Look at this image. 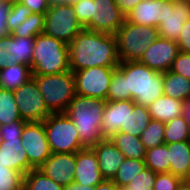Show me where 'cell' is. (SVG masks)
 Wrapping results in <instances>:
<instances>
[{"label":"cell","instance_id":"48","mask_svg":"<svg viewBox=\"0 0 190 190\" xmlns=\"http://www.w3.org/2000/svg\"><path fill=\"white\" fill-rule=\"evenodd\" d=\"M64 190H93V187L84 186L82 184H77L75 182L64 187Z\"/></svg>","mask_w":190,"mask_h":190},{"label":"cell","instance_id":"27","mask_svg":"<svg viewBox=\"0 0 190 190\" xmlns=\"http://www.w3.org/2000/svg\"><path fill=\"white\" fill-rule=\"evenodd\" d=\"M110 140L124 154L125 158L145 159L146 149L139 137L117 132Z\"/></svg>","mask_w":190,"mask_h":190},{"label":"cell","instance_id":"26","mask_svg":"<svg viewBox=\"0 0 190 190\" xmlns=\"http://www.w3.org/2000/svg\"><path fill=\"white\" fill-rule=\"evenodd\" d=\"M164 95L185 101L190 96V80L178 73L166 71L163 73Z\"/></svg>","mask_w":190,"mask_h":190},{"label":"cell","instance_id":"24","mask_svg":"<svg viewBox=\"0 0 190 190\" xmlns=\"http://www.w3.org/2000/svg\"><path fill=\"white\" fill-rule=\"evenodd\" d=\"M151 120L148 107L136 104L133 100H128V117L125 126H121L119 132L140 137Z\"/></svg>","mask_w":190,"mask_h":190},{"label":"cell","instance_id":"40","mask_svg":"<svg viewBox=\"0 0 190 190\" xmlns=\"http://www.w3.org/2000/svg\"><path fill=\"white\" fill-rule=\"evenodd\" d=\"M72 6L79 24L86 29L91 21V0H80Z\"/></svg>","mask_w":190,"mask_h":190},{"label":"cell","instance_id":"3","mask_svg":"<svg viewBox=\"0 0 190 190\" xmlns=\"http://www.w3.org/2000/svg\"><path fill=\"white\" fill-rule=\"evenodd\" d=\"M117 68L126 76V100L148 107L164 95L162 72L139 61L119 62Z\"/></svg>","mask_w":190,"mask_h":190},{"label":"cell","instance_id":"13","mask_svg":"<svg viewBox=\"0 0 190 190\" xmlns=\"http://www.w3.org/2000/svg\"><path fill=\"white\" fill-rule=\"evenodd\" d=\"M35 37H0V70L10 64L31 66Z\"/></svg>","mask_w":190,"mask_h":190},{"label":"cell","instance_id":"25","mask_svg":"<svg viewBox=\"0 0 190 190\" xmlns=\"http://www.w3.org/2000/svg\"><path fill=\"white\" fill-rule=\"evenodd\" d=\"M32 78L30 66L10 64L0 70V88L14 91Z\"/></svg>","mask_w":190,"mask_h":190},{"label":"cell","instance_id":"36","mask_svg":"<svg viewBox=\"0 0 190 190\" xmlns=\"http://www.w3.org/2000/svg\"><path fill=\"white\" fill-rule=\"evenodd\" d=\"M126 100V76L115 68L109 85L107 101Z\"/></svg>","mask_w":190,"mask_h":190},{"label":"cell","instance_id":"46","mask_svg":"<svg viewBox=\"0 0 190 190\" xmlns=\"http://www.w3.org/2000/svg\"><path fill=\"white\" fill-rule=\"evenodd\" d=\"M141 1L142 0H115V3L117 4L122 14L126 16Z\"/></svg>","mask_w":190,"mask_h":190},{"label":"cell","instance_id":"42","mask_svg":"<svg viewBox=\"0 0 190 190\" xmlns=\"http://www.w3.org/2000/svg\"><path fill=\"white\" fill-rule=\"evenodd\" d=\"M27 122L20 120V121H13L7 125H1V134L2 138H21L22 131Z\"/></svg>","mask_w":190,"mask_h":190},{"label":"cell","instance_id":"19","mask_svg":"<svg viewBox=\"0 0 190 190\" xmlns=\"http://www.w3.org/2000/svg\"><path fill=\"white\" fill-rule=\"evenodd\" d=\"M165 0H142L137 4L125 20L134 24L156 27L163 21Z\"/></svg>","mask_w":190,"mask_h":190},{"label":"cell","instance_id":"41","mask_svg":"<svg viewBox=\"0 0 190 190\" xmlns=\"http://www.w3.org/2000/svg\"><path fill=\"white\" fill-rule=\"evenodd\" d=\"M169 71L178 73L190 80V54L179 52Z\"/></svg>","mask_w":190,"mask_h":190},{"label":"cell","instance_id":"18","mask_svg":"<svg viewBox=\"0 0 190 190\" xmlns=\"http://www.w3.org/2000/svg\"><path fill=\"white\" fill-rule=\"evenodd\" d=\"M95 152L99 169L105 180H112L118 168L125 160L124 154L110 139H103L92 147Z\"/></svg>","mask_w":190,"mask_h":190},{"label":"cell","instance_id":"1","mask_svg":"<svg viewBox=\"0 0 190 190\" xmlns=\"http://www.w3.org/2000/svg\"><path fill=\"white\" fill-rule=\"evenodd\" d=\"M72 72L92 67H118L115 35L82 29L68 44Z\"/></svg>","mask_w":190,"mask_h":190},{"label":"cell","instance_id":"11","mask_svg":"<svg viewBox=\"0 0 190 190\" xmlns=\"http://www.w3.org/2000/svg\"><path fill=\"white\" fill-rule=\"evenodd\" d=\"M21 139L28 157L29 172L38 169L52 154L43 121L26 123Z\"/></svg>","mask_w":190,"mask_h":190},{"label":"cell","instance_id":"28","mask_svg":"<svg viewBox=\"0 0 190 190\" xmlns=\"http://www.w3.org/2000/svg\"><path fill=\"white\" fill-rule=\"evenodd\" d=\"M190 124L183 116H178L165 123L164 142L171 144L181 141H189Z\"/></svg>","mask_w":190,"mask_h":190},{"label":"cell","instance_id":"47","mask_svg":"<svg viewBox=\"0 0 190 190\" xmlns=\"http://www.w3.org/2000/svg\"><path fill=\"white\" fill-rule=\"evenodd\" d=\"M93 190H121V188L112 180H104L102 183L93 187Z\"/></svg>","mask_w":190,"mask_h":190},{"label":"cell","instance_id":"15","mask_svg":"<svg viewBox=\"0 0 190 190\" xmlns=\"http://www.w3.org/2000/svg\"><path fill=\"white\" fill-rule=\"evenodd\" d=\"M179 52L176 41L159 37L147 47L139 62L147 65L152 70L164 73L171 69Z\"/></svg>","mask_w":190,"mask_h":190},{"label":"cell","instance_id":"5","mask_svg":"<svg viewBox=\"0 0 190 190\" xmlns=\"http://www.w3.org/2000/svg\"><path fill=\"white\" fill-rule=\"evenodd\" d=\"M43 100L51 113H65L76 95L74 74L71 70L55 75L32 74Z\"/></svg>","mask_w":190,"mask_h":190},{"label":"cell","instance_id":"54","mask_svg":"<svg viewBox=\"0 0 190 190\" xmlns=\"http://www.w3.org/2000/svg\"><path fill=\"white\" fill-rule=\"evenodd\" d=\"M183 103H190V96Z\"/></svg>","mask_w":190,"mask_h":190},{"label":"cell","instance_id":"38","mask_svg":"<svg viewBox=\"0 0 190 190\" xmlns=\"http://www.w3.org/2000/svg\"><path fill=\"white\" fill-rule=\"evenodd\" d=\"M32 13L33 12L21 2H14L7 21L10 34L21 25V22L27 20V17Z\"/></svg>","mask_w":190,"mask_h":190},{"label":"cell","instance_id":"4","mask_svg":"<svg viewBox=\"0 0 190 190\" xmlns=\"http://www.w3.org/2000/svg\"><path fill=\"white\" fill-rule=\"evenodd\" d=\"M32 74L55 75L70 70L69 47L59 39L39 34L34 38Z\"/></svg>","mask_w":190,"mask_h":190},{"label":"cell","instance_id":"52","mask_svg":"<svg viewBox=\"0 0 190 190\" xmlns=\"http://www.w3.org/2000/svg\"><path fill=\"white\" fill-rule=\"evenodd\" d=\"M2 1H6L13 4L14 2H19L20 0H2Z\"/></svg>","mask_w":190,"mask_h":190},{"label":"cell","instance_id":"35","mask_svg":"<svg viewBox=\"0 0 190 190\" xmlns=\"http://www.w3.org/2000/svg\"><path fill=\"white\" fill-rule=\"evenodd\" d=\"M24 175L0 163V190H22Z\"/></svg>","mask_w":190,"mask_h":190},{"label":"cell","instance_id":"17","mask_svg":"<svg viewBox=\"0 0 190 190\" xmlns=\"http://www.w3.org/2000/svg\"><path fill=\"white\" fill-rule=\"evenodd\" d=\"M104 180L93 149L83 148L76 152L74 182L84 186L95 187Z\"/></svg>","mask_w":190,"mask_h":190},{"label":"cell","instance_id":"53","mask_svg":"<svg viewBox=\"0 0 190 190\" xmlns=\"http://www.w3.org/2000/svg\"><path fill=\"white\" fill-rule=\"evenodd\" d=\"M3 138H2V134H1V129H0V146L2 145V142H3Z\"/></svg>","mask_w":190,"mask_h":190},{"label":"cell","instance_id":"49","mask_svg":"<svg viewBox=\"0 0 190 190\" xmlns=\"http://www.w3.org/2000/svg\"><path fill=\"white\" fill-rule=\"evenodd\" d=\"M176 190H190V180L182 179Z\"/></svg>","mask_w":190,"mask_h":190},{"label":"cell","instance_id":"10","mask_svg":"<svg viewBox=\"0 0 190 190\" xmlns=\"http://www.w3.org/2000/svg\"><path fill=\"white\" fill-rule=\"evenodd\" d=\"M117 67H92L73 72L76 94L107 101L109 85Z\"/></svg>","mask_w":190,"mask_h":190},{"label":"cell","instance_id":"32","mask_svg":"<svg viewBox=\"0 0 190 190\" xmlns=\"http://www.w3.org/2000/svg\"><path fill=\"white\" fill-rule=\"evenodd\" d=\"M22 190H64V187L57 184L39 169H32L24 175Z\"/></svg>","mask_w":190,"mask_h":190},{"label":"cell","instance_id":"12","mask_svg":"<svg viewBox=\"0 0 190 190\" xmlns=\"http://www.w3.org/2000/svg\"><path fill=\"white\" fill-rule=\"evenodd\" d=\"M124 20L115 0H91V21L86 29L115 35Z\"/></svg>","mask_w":190,"mask_h":190},{"label":"cell","instance_id":"51","mask_svg":"<svg viewBox=\"0 0 190 190\" xmlns=\"http://www.w3.org/2000/svg\"><path fill=\"white\" fill-rule=\"evenodd\" d=\"M80 0H50L51 3L54 2H61V3H65V4H70L73 5L74 3H77Z\"/></svg>","mask_w":190,"mask_h":190},{"label":"cell","instance_id":"16","mask_svg":"<svg viewBox=\"0 0 190 190\" xmlns=\"http://www.w3.org/2000/svg\"><path fill=\"white\" fill-rule=\"evenodd\" d=\"M76 153H52L38 168L63 187L74 182Z\"/></svg>","mask_w":190,"mask_h":190},{"label":"cell","instance_id":"8","mask_svg":"<svg viewBox=\"0 0 190 190\" xmlns=\"http://www.w3.org/2000/svg\"><path fill=\"white\" fill-rule=\"evenodd\" d=\"M82 29L72 5L61 2L50 4L45 14L46 35L68 45Z\"/></svg>","mask_w":190,"mask_h":190},{"label":"cell","instance_id":"9","mask_svg":"<svg viewBox=\"0 0 190 190\" xmlns=\"http://www.w3.org/2000/svg\"><path fill=\"white\" fill-rule=\"evenodd\" d=\"M13 92L21 120L41 122L51 114L33 77Z\"/></svg>","mask_w":190,"mask_h":190},{"label":"cell","instance_id":"29","mask_svg":"<svg viewBox=\"0 0 190 190\" xmlns=\"http://www.w3.org/2000/svg\"><path fill=\"white\" fill-rule=\"evenodd\" d=\"M146 168L144 159L125 158L112 179L120 188L125 187Z\"/></svg>","mask_w":190,"mask_h":190},{"label":"cell","instance_id":"7","mask_svg":"<svg viewBox=\"0 0 190 190\" xmlns=\"http://www.w3.org/2000/svg\"><path fill=\"white\" fill-rule=\"evenodd\" d=\"M43 123L51 153H76L84 148L75 124L65 113H51Z\"/></svg>","mask_w":190,"mask_h":190},{"label":"cell","instance_id":"34","mask_svg":"<svg viewBox=\"0 0 190 190\" xmlns=\"http://www.w3.org/2000/svg\"><path fill=\"white\" fill-rule=\"evenodd\" d=\"M165 123L158 120H151L148 126L142 131L140 141L145 149L154 148L165 144L164 142Z\"/></svg>","mask_w":190,"mask_h":190},{"label":"cell","instance_id":"30","mask_svg":"<svg viewBox=\"0 0 190 190\" xmlns=\"http://www.w3.org/2000/svg\"><path fill=\"white\" fill-rule=\"evenodd\" d=\"M20 120L21 117L14 98V92L0 88V126Z\"/></svg>","mask_w":190,"mask_h":190},{"label":"cell","instance_id":"44","mask_svg":"<svg viewBox=\"0 0 190 190\" xmlns=\"http://www.w3.org/2000/svg\"><path fill=\"white\" fill-rule=\"evenodd\" d=\"M177 44L180 52L190 54V19L184 23Z\"/></svg>","mask_w":190,"mask_h":190},{"label":"cell","instance_id":"33","mask_svg":"<svg viewBox=\"0 0 190 190\" xmlns=\"http://www.w3.org/2000/svg\"><path fill=\"white\" fill-rule=\"evenodd\" d=\"M44 28L45 14L32 13L27 17V20L21 22V25L17 27L11 35L25 38L36 37L44 33Z\"/></svg>","mask_w":190,"mask_h":190},{"label":"cell","instance_id":"20","mask_svg":"<svg viewBox=\"0 0 190 190\" xmlns=\"http://www.w3.org/2000/svg\"><path fill=\"white\" fill-rule=\"evenodd\" d=\"M0 146V163L10 169L26 175L29 172V162L21 138H3Z\"/></svg>","mask_w":190,"mask_h":190},{"label":"cell","instance_id":"6","mask_svg":"<svg viewBox=\"0 0 190 190\" xmlns=\"http://www.w3.org/2000/svg\"><path fill=\"white\" fill-rule=\"evenodd\" d=\"M120 62L139 61L147 47L159 38L156 27L142 26L124 20L115 33Z\"/></svg>","mask_w":190,"mask_h":190},{"label":"cell","instance_id":"21","mask_svg":"<svg viewBox=\"0 0 190 190\" xmlns=\"http://www.w3.org/2000/svg\"><path fill=\"white\" fill-rule=\"evenodd\" d=\"M128 117V100L106 101L101 132L104 139H110L125 126Z\"/></svg>","mask_w":190,"mask_h":190},{"label":"cell","instance_id":"22","mask_svg":"<svg viewBox=\"0 0 190 190\" xmlns=\"http://www.w3.org/2000/svg\"><path fill=\"white\" fill-rule=\"evenodd\" d=\"M170 161L169 172L188 179L190 171V141L166 144Z\"/></svg>","mask_w":190,"mask_h":190},{"label":"cell","instance_id":"43","mask_svg":"<svg viewBox=\"0 0 190 190\" xmlns=\"http://www.w3.org/2000/svg\"><path fill=\"white\" fill-rule=\"evenodd\" d=\"M11 9L12 3L0 0V37L10 35L7 21Z\"/></svg>","mask_w":190,"mask_h":190},{"label":"cell","instance_id":"23","mask_svg":"<svg viewBox=\"0 0 190 190\" xmlns=\"http://www.w3.org/2000/svg\"><path fill=\"white\" fill-rule=\"evenodd\" d=\"M152 120L168 122L183 115V102L168 96H160L148 106Z\"/></svg>","mask_w":190,"mask_h":190},{"label":"cell","instance_id":"50","mask_svg":"<svg viewBox=\"0 0 190 190\" xmlns=\"http://www.w3.org/2000/svg\"><path fill=\"white\" fill-rule=\"evenodd\" d=\"M183 116L189 121L190 124V103H183Z\"/></svg>","mask_w":190,"mask_h":190},{"label":"cell","instance_id":"37","mask_svg":"<svg viewBox=\"0 0 190 190\" xmlns=\"http://www.w3.org/2000/svg\"><path fill=\"white\" fill-rule=\"evenodd\" d=\"M156 175L157 173L146 167L121 190H154Z\"/></svg>","mask_w":190,"mask_h":190},{"label":"cell","instance_id":"45","mask_svg":"<svg viewBox=\"0 0 190 190\" xmlns=\"http://www.w3.org/2000/svg\"><path fill=\"white\" fill-rule=\"evenodd\" d=\"M24 6L28 7L33 13L46 14L50 7V0H20Z\"/></svg>","mask_w":190,"mask_h":190},{"label":"cell","instance_id":"39","mask_svg":"<svg viewBox=\"0 0 190 190\" xmlns=\"http://www.w3.org/2000/svg\"><path fill=\"white\" fill-rule=\"evenodd\" d=\"M181 178L170 173H158L154 183V190H176Z\"/></svg>","mask_w":190,"mask_h":190},{"label":"cell","instance_id":"2","mask_svg":"<svg viewBox=\"0 0 190 190\" xmlns=\"http://www.w3.org/2000/svg\"><path fill=\"white\" fill-rule=\"evenodd\" d=\"M105 100L76 94L65 114L73 121L84 148H92L103 140L101 122Z\"/></svg>","mask_w":190,"mask_h":190},{"label":"cell","instance_id":"14","mask_svg":"<svg viewBox=\"0 0 190 190\" xmlns=\"http://www.w3.org/2000/svg\"><path fill=\"white\" fill-rule=\"evenodd\" d=\"M190 19V0H165L163 21L157 26L159 37L178 41L184 23Z\"/></svg>","mask_w":190,"mask_h":190},{"label":"cell","instance_id":"31","mask_svg":"<svg viewBox=\"0 0 190 190\" xmlns=\"http://www.w3.org/2000/svg\"><path fill=\"white\" fill-rule=\"evenodd\" d=\"M144 161L146 167L150 168L157 174L169 172L170 161L167 145L163 144L147 149Z\"/></svg>","mask_w":190,"mask_h":190}]
</instances>
